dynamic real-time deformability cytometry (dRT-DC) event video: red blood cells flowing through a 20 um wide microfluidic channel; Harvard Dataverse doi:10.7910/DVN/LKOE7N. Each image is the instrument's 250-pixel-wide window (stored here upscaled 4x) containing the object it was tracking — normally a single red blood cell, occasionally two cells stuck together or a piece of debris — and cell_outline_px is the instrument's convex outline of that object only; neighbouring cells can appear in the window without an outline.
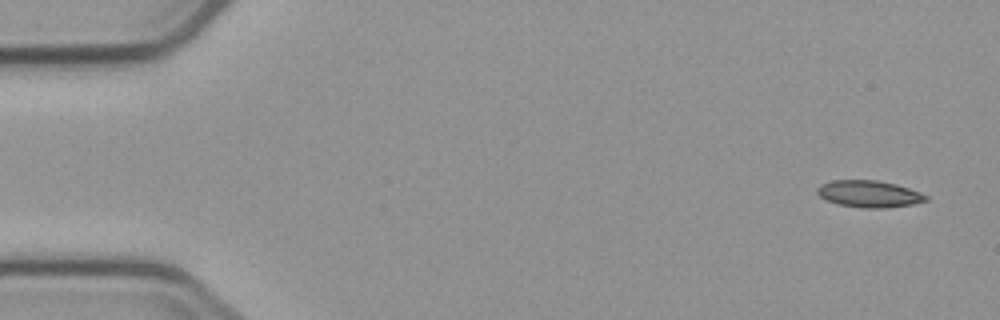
{"species": "common noctule bat (a hibernating species)", "species_latin": "Nyctalus noctula", "temperature_condition": "cold", "stored_images_in_passage": 4, "camera_frame_rate_fps": 3000, "um_per_image_px": 0.085, "animal": {"sex": "male", "body_mass_g": 23.1, "forearm_length_mm": 52.7}, "frame": {"image": 1, "passage_image": 1, "time_ms": 0.0, "image_size_px": [1000, 320], "cell_outline_px": [[928, 200], [912, 204], [884, 208], [864, 208], [836, 204], [820, 196], [816, 192], [816, 188], [820, 184], [832, 180], [876, 180], [896, 184], [920, 192], [928, 196]], "centroid_in_image_um": [73.85, 16.48], "position_along_channel_um": 11.1, "area_um2": 16.99}}
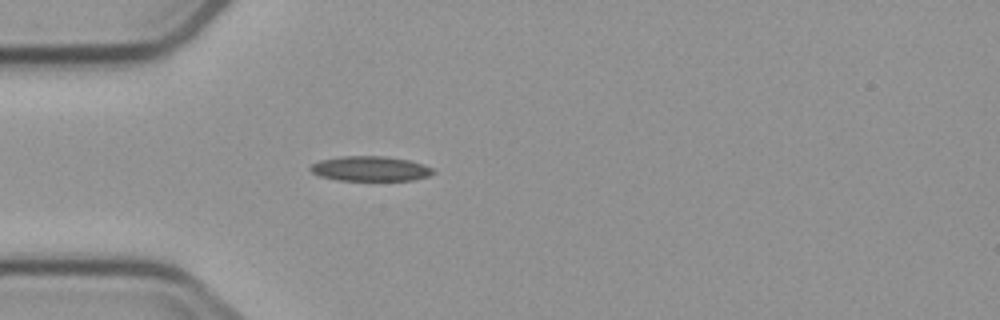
{"frame": {"image": 2, "passage_image": 4, "time_ms": 4.333, "image_size_px": [1000, 320], "cell_outline_px": [[436, 172], [428, 176], [412, 180], [336, 180], [320, 176], [312, 172], [308, 168], [312, 164], [320, 160], [340, 156], [384, 156], [408, 160], [432, 168]], "centroid_in_image_um": [31.44, 14.33], "position_along_channel_um": 53.6, "area_um2": 17.69}}